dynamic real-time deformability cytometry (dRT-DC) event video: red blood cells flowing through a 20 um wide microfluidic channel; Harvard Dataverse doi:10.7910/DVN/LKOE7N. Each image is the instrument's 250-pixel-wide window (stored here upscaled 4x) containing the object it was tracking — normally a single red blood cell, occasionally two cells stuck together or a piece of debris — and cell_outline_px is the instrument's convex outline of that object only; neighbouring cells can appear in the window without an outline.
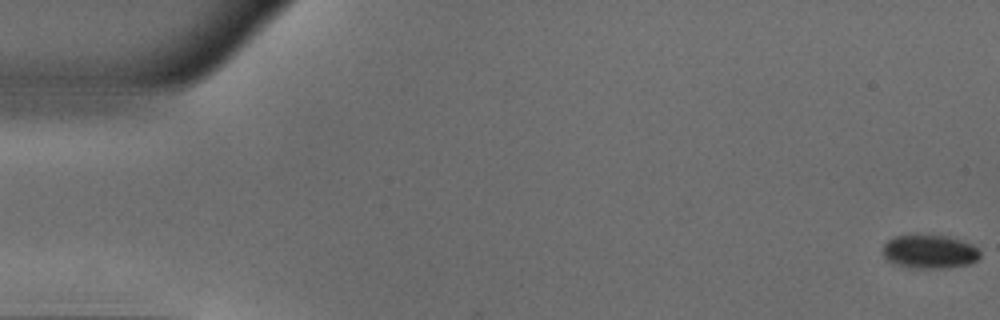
{"species": "common noctule bat (a hibernating species)", "species_latin": "Nyctalus noctula", "temperature_condition": "warm", "stored_images_in_passage": 52, "camera_frame_rate_fps": 3000, "um_per_image_px": 0.085, "animal": {"sex": "male", "body_mass_g": 18.8}, "frame": {"image": 1, "passage_image": 1, "time_ms": 0.0, "image_size_px": [1000, 320], "cell_outline_px": [[980, 256], [972, 264], [948, 268], [908, 268], [896, 264], [888, 260], [880, 252], [884, 244], [892, 236], [948, 236], [972, 244], [980, 252]], "centroid_in_image_um": [79.0, 21.41], "position_along_channel_um": 6.0, "area_um2": 19.13}}
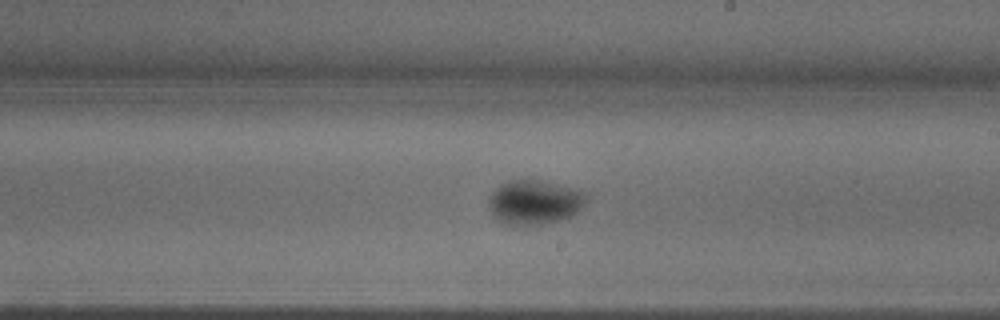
{"frame": {"image": 2, "passage_image": 30, "time_ms": 9.667, "image_size_px": [1000, 320], "cell_outline_px": [[588, 200], [576, 212], [560, 220], [544, 224], [512, 228], [500, 224], [496, 220], [488, 208], [488, 196], [500, 184], [508, 180], [540, 180], [580, 188], [588, 196]], "centroid_in_image_um": [45.38, 17.21], "position_along_channel_um": 243.6, "area_um2": 26.24}}
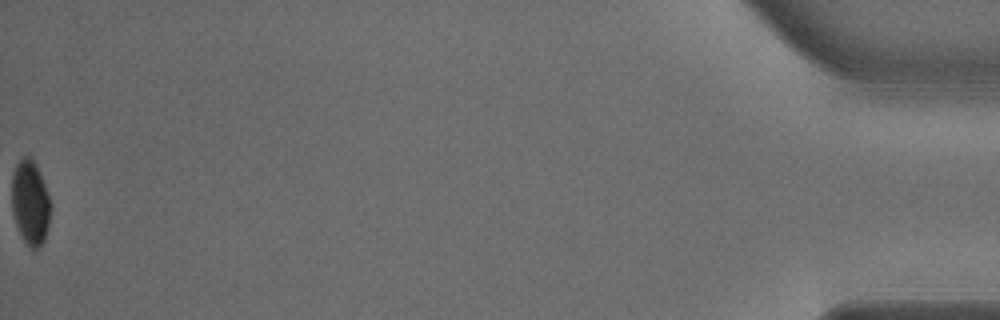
{"frame": {"image": 3, "passage_image": 52, "time_ms": 17.0, "image_size_px": [1000, 320], "cell_outline_px": [[52, 208], [44, 240], [32, 252], [24, 240], [16, 224], [12, 212], [12, 176], [16, 164], [24, 156], [28, 156], [36, 164], [52, 204]], "centroid_in_image_um": [2.58, 17.23], "position_along_channel_um": 432.6, "area_um2": 19.02}, "authors_computed_cell_mechanics": {"area_um2": 22.1085, "velocity_mm_per_s": 3.949, "shape_relaxation_time_tau1_ms": 7.996, "shape_relaxation_time_tau2_ms": null, "deformation_change_tau1": 0.1126, "deformation_change_tau2": null}}